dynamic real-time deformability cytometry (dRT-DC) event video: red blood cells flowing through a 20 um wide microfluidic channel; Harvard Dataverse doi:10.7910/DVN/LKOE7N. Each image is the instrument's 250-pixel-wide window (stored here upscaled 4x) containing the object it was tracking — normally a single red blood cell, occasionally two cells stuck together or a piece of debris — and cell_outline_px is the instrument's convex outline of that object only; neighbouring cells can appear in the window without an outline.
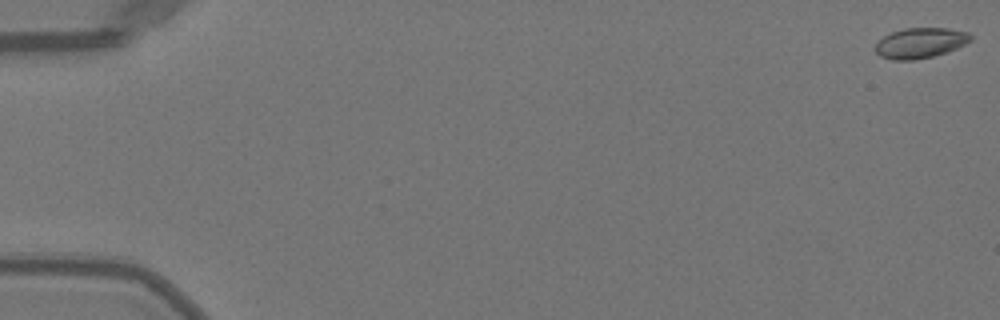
{"species": "Egyptian fruit bat (a non-hibernating species)", "species_latin": "Rousettus aegyptiacus", "temperature_condition": "warm", "stored_images_in_passage": 47, "camera_frame_rate_fps": 3000, "um_per_image_px": 0.085, "animal": {"sex": "female"}, "frame": {"image": 1, "passage_image": 1, "time_ms": 0.0, "image_size_px": [1000, 320], "cell_outline_px": [[972, 40], [956, 48], [932, 56], [916, 60], [892, 60], [880, 56], [876, 52], [876, 44], [884, 36], [892, 32], [904, 28], [948, 28], [968, 32], [972, 36]], "centroid_in_image_um": [78.23, 3.65], "position_along_channel_um": 6.8, "area_um2": 16.7}}
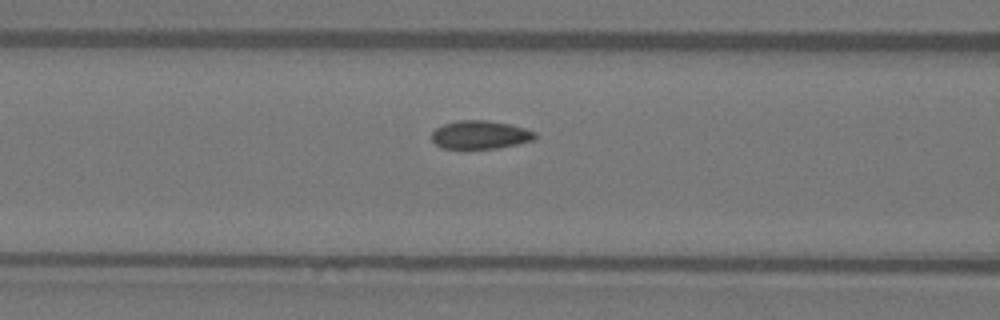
{"frame": {"image": 2, "passage_image": 22, "time_ms": 7.0, "image_size_px": [1000, 320], "cell_outline_px": [[536, 140], [496, 148], [440, 148], [432, 140], [432, 132], [436, 128], [444, 124], [456, 120], [488, 120], [508, 124], [524, 128], [536, 132]], "centroid_in_image_um": [40.81, 11.45], "position_along_channel_um": 125.8, "area_um2": 16.99}}
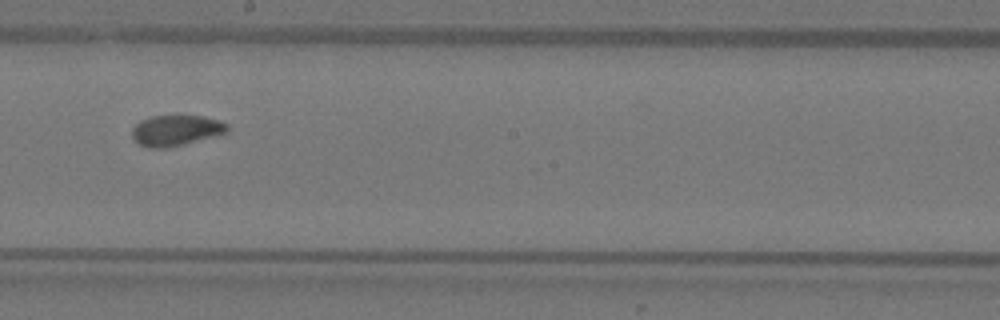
{"frame": {"image": 3, "passage_image": 30, "time_ms": 9.667, "image_size_px": [1000, 320], "cell_outline_px": [[228, 132], [184, 144], [168, 148], [148, 148], [140, 144], [132, 136], [132, 128], [140, 120], [152, 116], [204, 116], [220, 120], [228, 124]], "centroid_in_image_um": [14.96, 11.08], "position_along_channel_um": 233.2, "area_um2": 16.99}}